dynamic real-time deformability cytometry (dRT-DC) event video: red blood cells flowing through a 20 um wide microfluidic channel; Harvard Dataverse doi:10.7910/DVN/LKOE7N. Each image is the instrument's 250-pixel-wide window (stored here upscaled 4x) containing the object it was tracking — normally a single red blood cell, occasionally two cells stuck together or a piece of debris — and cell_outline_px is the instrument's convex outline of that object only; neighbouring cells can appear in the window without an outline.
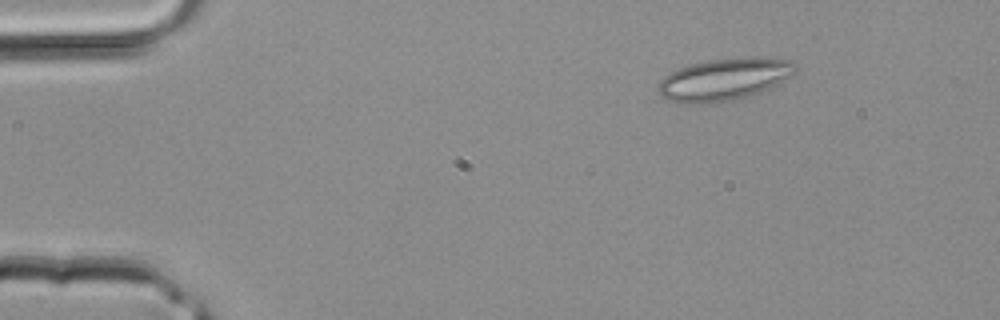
{"species": "common noctule bat (a hibernating species)", "species_latin": "Nyctalus noctula", "temperature_condition": "room temperature", "stored_images_in_passage": 3, "camera_frame_rate_fps": 3000, "um_per_image_px": 0.085, "animal": {"sex": "male", "body_mass_g": 20.4}, "frame": {"image": 1, "passage_image": 1, "time_ms": 0.0, "image_size_px": [1000, 320], "cell_outline_px": [[796, 72], [792, 76], [760, 92], [748, 96], [716, 104], [684, 104], [668, 100], [656, 88], [660, 80], [664, 76], [680, 68], [692, 64], [708, 60], [756, 56], [792, 60], [796, 64]], "centroid_in_image_um": [61.57, 6.75], "position_along_channel_um": 23.4, "area_um2": 33.93}}